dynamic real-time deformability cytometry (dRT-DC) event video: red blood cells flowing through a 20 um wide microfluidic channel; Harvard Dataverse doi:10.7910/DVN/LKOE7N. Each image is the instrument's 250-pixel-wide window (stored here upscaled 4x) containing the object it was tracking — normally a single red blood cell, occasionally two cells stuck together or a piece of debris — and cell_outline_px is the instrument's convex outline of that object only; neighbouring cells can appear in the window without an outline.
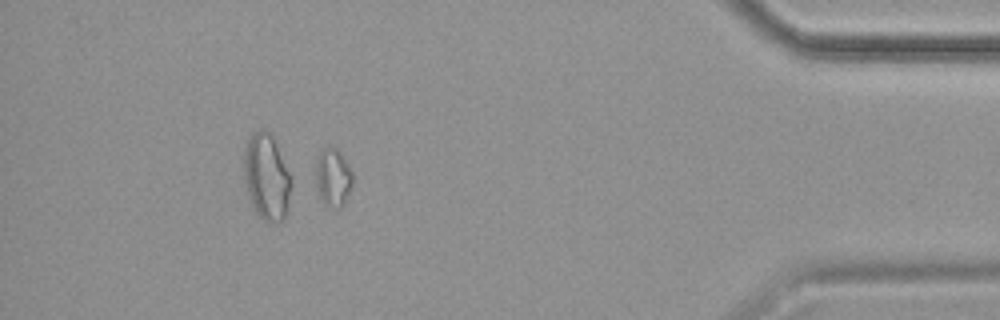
{"species": "common noctule bat (a hibernating species)", "species_latin": "Nyctalus noctula", "temperature_condition": "cold", "stored_images_in_passage": 52, "segment_of_instrument_passage": [2, 2], "camera_frame_rate_fps": 3000, "um_per_image_px": 0.085, "animal": {"sex": "female", "body_mass_g": 19.9}, "frame": {"image": 1, "passage_image": 48, "time_ms": 15.667, "image_size_px": [1000, 320], "cell_outline_px": [[352, 188], [344, 204], [340, 208], [336, 208], [324, 204], [320, 196], [316, 184], [316, 160], [320, 152], [324, 148], [336, 148], [340, 152], [348, 164], [352, 172]], "centroid_in_image_um": [28.32, 15.1], "position_along_channel_um": 406.9, "area_um2": 12.43}}